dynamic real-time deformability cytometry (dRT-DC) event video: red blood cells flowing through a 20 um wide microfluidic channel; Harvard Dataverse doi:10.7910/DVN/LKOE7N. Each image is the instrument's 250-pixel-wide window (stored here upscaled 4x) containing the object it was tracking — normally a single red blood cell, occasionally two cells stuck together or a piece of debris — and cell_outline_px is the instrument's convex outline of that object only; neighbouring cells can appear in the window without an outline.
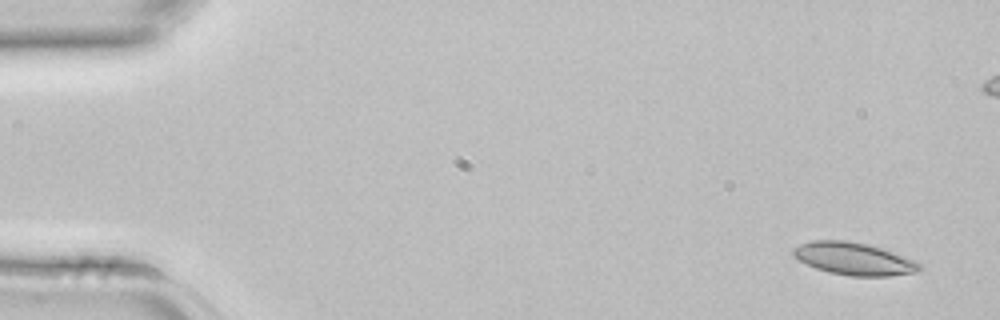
{"species": "common noctule bat (a hibernating species)", "species_latin": "Nyctalus noctula", "temperature_condition": "room temperature", "stored_images_in_passage": 3, "camera_frame_rate_fps": 3000, "um_per_image_px": 0.085, "animal": {"sex": "female", "body_mass_g": 22.7, "forearm_length_mm": 54.2}, "frame": {"image": 1, "passage_image": 3, "time_ms": 0.667, "image_size_px": [1000, 320], "cell_outline_px": [[924, 268], [916, 272], [888, 276], [848, 276], [828, 272], [816, 268], [792, 256], [792, 248], [800, 244], [812, 240], [844, 240], [868, 244], [916, 260]], "centroid_in_image_um": [72.57, 21.99], "position_along_channel_um": 12.4, "area_um2": 23.93}}